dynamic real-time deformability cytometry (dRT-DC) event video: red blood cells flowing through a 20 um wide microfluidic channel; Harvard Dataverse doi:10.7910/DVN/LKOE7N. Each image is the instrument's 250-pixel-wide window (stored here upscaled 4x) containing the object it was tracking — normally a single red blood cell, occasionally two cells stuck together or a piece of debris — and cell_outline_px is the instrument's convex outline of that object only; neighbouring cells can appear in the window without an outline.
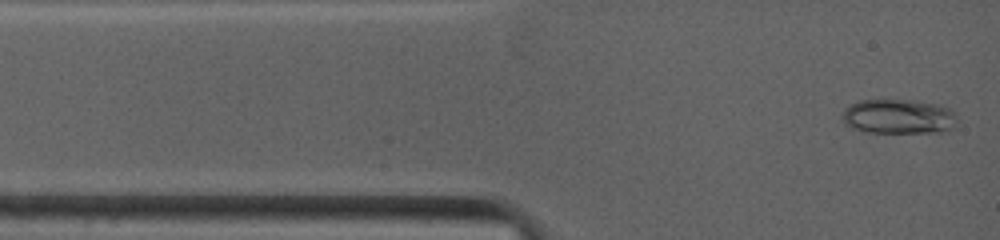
{"species": "common noctule bat (a hibernating species)", "species_latin": "Nyctalus noctula", "temperature_condition": "warm", "stored_images_in_passage": 3, "camera_frame_rate_fps": 4500, "um_per_image_px": 0.085, "animal": {"sex": "female", "body_mass_g": 19.0, "forearm_length_mm": 53.3}, "frame": {"image": 1, "passage_image": 1, "time_ms": 0.0, "image_size_px": [1000, 240], "cell_outline_px": [[956, 124], [952, 128], [940, 132], [860, 132], [852, 128], [840, 116], [844, 108], [860, 100], [912, 100], [936, 104], [948, 108], [952, 112]], "centroid_in_image_um": [76.32, 9.91], "position_along_channel_um": 8.7, "area_um2": 23.0}}